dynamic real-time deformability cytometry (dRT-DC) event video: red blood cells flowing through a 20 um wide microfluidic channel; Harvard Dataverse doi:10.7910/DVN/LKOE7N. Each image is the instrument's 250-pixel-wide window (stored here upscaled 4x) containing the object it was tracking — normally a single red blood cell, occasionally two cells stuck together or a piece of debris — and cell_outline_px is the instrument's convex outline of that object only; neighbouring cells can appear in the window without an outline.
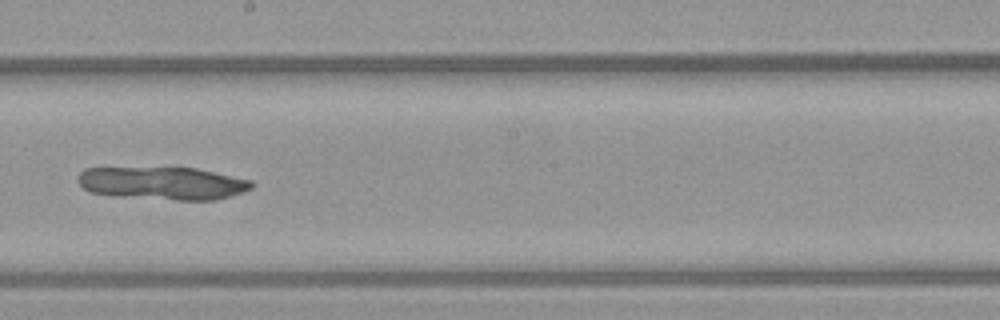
{"species": "common noctule bat (a hibernating species)", "species_latin": "Nyctalus noctula", "temperature_condition": "warm", "stored_images_in_passage": 52, "camera_frame_rate_fps": 3000, "um_per_image_px": 0.085, "animal": {"sex": "female", "body_mass_g": 21.9}, "frame": {"image": 1, "passage_image": 30, "time_ms": 9.667, "image_size_px": [1000, 320], "cell_outline_px": [[256, 184], [252, 188], [216, 200], [176, 200], [112, 196], [92, 192], [84, 188], [76, 180], [80, 172], [84, 168], [196, 168], [252, 180]], "centroid_in_image_um": [13.82, 15.58], "position_along_channel_um": 234.4, "area_um2": 33.23}}